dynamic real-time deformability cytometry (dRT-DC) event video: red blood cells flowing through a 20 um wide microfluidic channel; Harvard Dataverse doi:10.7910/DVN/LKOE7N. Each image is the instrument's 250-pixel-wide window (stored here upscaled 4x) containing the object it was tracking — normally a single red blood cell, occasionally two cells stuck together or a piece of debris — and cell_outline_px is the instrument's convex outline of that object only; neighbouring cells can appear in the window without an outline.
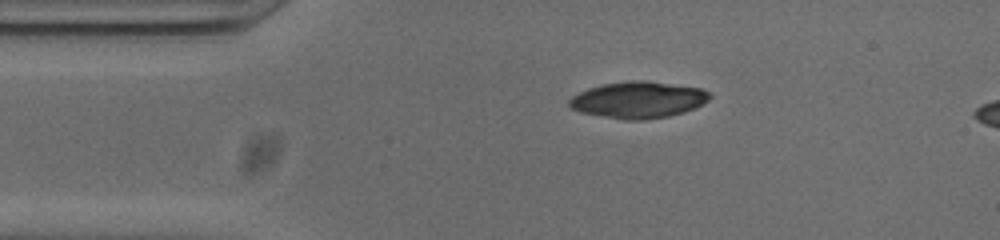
{"species": "common noctule bat (a hibernating species)", "species_latin": "Nyctalus noctula", "temperature_condition": "cold", "stored_images_in_passage": 42, "camera_frame_rate_fps": 3000, "um_per_image_px": 0.085, "animal": {"sex": "male", "body_mass_g": 20.0, "forearm_length_mm": 53.3}, "frame": {"image": 1, "passage_image": 1, "time_ms": 0.0, "image_size_px": [1000, 240], "cell_outline_px": [[712, 96], [704, 104], [696, 108], [684, 112], [668, 116], [644, 120], [624, 120], [580, 112], [568, 108], [568, 100], [572, 96], [588, 88], [604, 84], [628, 80], [648, 80], [700, 88], [708, 92]], "centroid_in_image_um": [54.24, 8.49], "position_along_channel_um": 30.8, "area_um2": 30.17}}
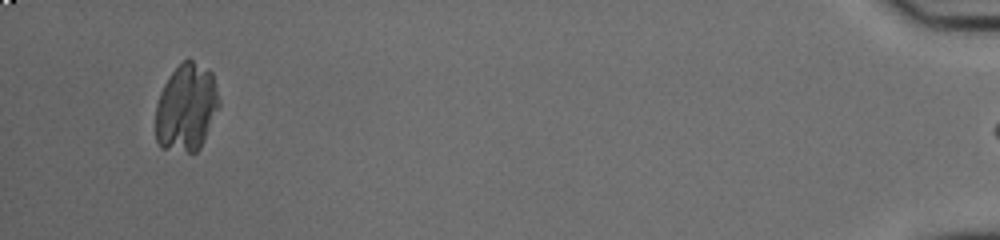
{"frame": {"image": 2, "passage_image": 41, "time_ms": 13.333, "image_size_px": [1000, 240], "cell_outline_px": [[220, 104], [200, 148], [196, 152], [188, 152], [160, 148], [156, 140], [156, 104], [160, 92], [164, 84], [172, 72], [188, 56], [208, 68], [212, 72], [220, 100]], "centroid_in_image_um": [15.84, 9.12], "position_along_channel_um": 419.4, "area_um2": 32.6}}